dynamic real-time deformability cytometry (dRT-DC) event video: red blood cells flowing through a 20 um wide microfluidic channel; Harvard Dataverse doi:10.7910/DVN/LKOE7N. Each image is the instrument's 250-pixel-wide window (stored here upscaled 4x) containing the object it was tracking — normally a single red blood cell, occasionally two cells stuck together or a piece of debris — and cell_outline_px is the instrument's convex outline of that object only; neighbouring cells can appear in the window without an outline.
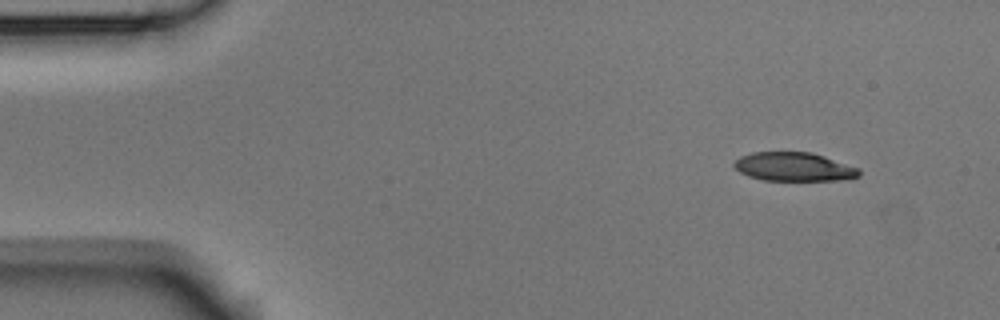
{"species": "Egyptian fruit bat (a non-hibernating species)", "species_latin": "Rousettus aegyptiacus", "temperature_condition": "room temperature", "stored_images_in_passage": 4, "camera_frame_rate_fps": 3000, "um_per_image_px": 0.085, "animal": {"sex": "male"}, "frame": {"image": 1, "passage_image": 1, "time_ms": 0.0, "image_size_px": [1000, 320], "cell_outline_px": [[860, 176], [852, 180], [764, 180], [748, 176], [740, 172], [732, 164], [740, 156], [752, 152], [812, 152], [860, 168]], "centroid_in_image_um": [67.53, 14.18], "position_along_channel_um": 17.5, "area_um2": 21.1}}
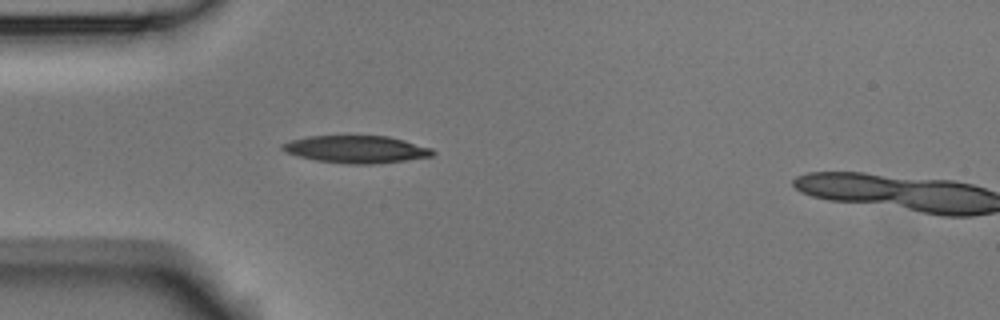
{"frame": {"image": 2, "passage_image": 3, "time_ms": 0.667, "image_size_px": [1000, 320], "cell_outline_px": [[436, 152], [432, 156], [404, 160], [372, 164], [348, 164], [316, 160], [300, 156], [288, 152], [280, 148], [280, 144], [292, 140], [308, 136], [388, 136], [404, 140], [432, 148]], "centroid_in_image_um": [30.3, 12.68], "position_along_channel_um": 54.7, "area_um2": 23.76}}